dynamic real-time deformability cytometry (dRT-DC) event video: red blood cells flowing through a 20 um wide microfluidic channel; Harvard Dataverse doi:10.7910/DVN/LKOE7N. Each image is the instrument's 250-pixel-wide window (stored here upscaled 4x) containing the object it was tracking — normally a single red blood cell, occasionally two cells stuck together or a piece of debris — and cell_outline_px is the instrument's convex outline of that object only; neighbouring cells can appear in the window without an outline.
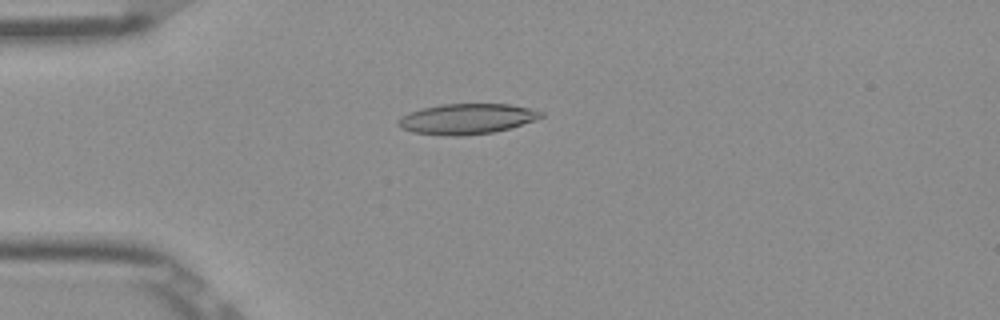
{"species": "Egyptian fruit bat (a non-hibernating species)", "species_latin": "Rousettus aegyptiacus", "temperature_condition": "room temperature", "stored_images_in_passage": 52, "camera_frame_rate_fps": 3000, "um_per_image_px": 0.085, "frame": {"image": 1, "passage_image": 14, "time_ms": 4.333, "image_size_px": [1000, 320], "cell_outline_px": [[544, 116], [508, 128], [492, 132], [460, 136], [448, 136], [412, 132], [400, 128], [396, 124], [396, 120], [408, 112], [420, 108], [440, 104], [508, 104], [528, 108], [544, 112]], "centroid_in_image_um": [39.58, 10.1], "position_along_channel_um": 45.4, "area_um2": 25.26}}
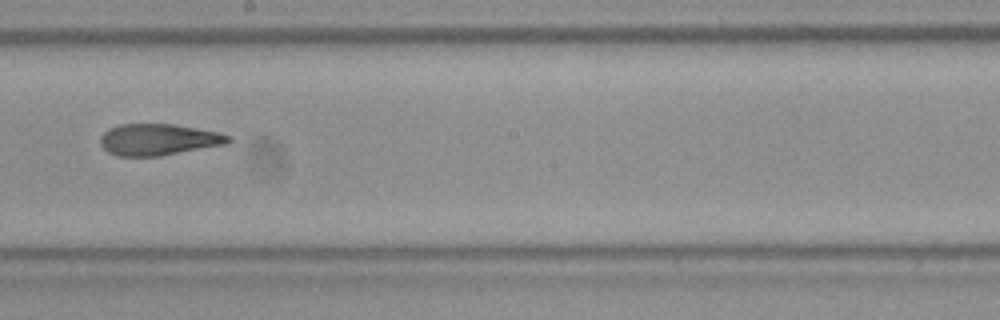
{"frame": {"image": 2, "passage_image": 30, "time_ms": 9.667, "image_size_px": [1000, 320], "cell_outline_px": [[232, 140], [228, 144], [160, 156], [116, 156], [108, 152], [100, 144], [100, 136], [108, 128], [120, 124], [172, 124], [216, 132], [232, 136]], "centroid_in_image_um": [13.46, 11.87], "position_along_channel_um": 234.7, "area_um2": 23.52}}
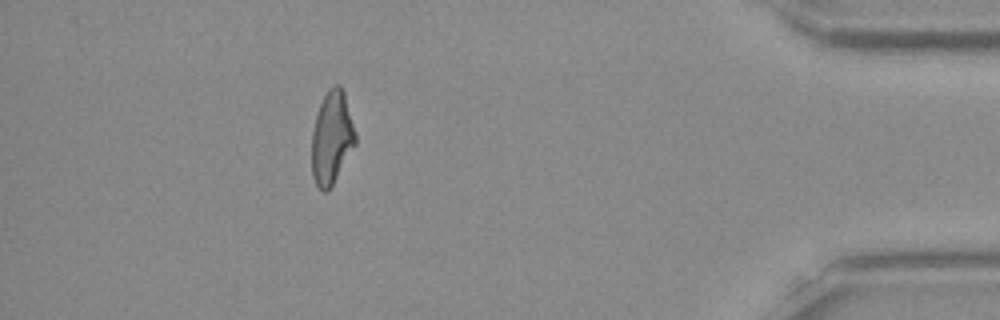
{"frame": {"image": 3, "passage_image": 47, "time_ms": 15.333, "image_size_px": [1000, 320], "cell_outline_px": [[356, 144], [328, 192], [324, 192], [316, 184], [312, 176], [312, 132], [316, 112], [328, 88], [332, 84], [340, 84], [344, 92], [356, 136]], "centroid_in_image_um": [28.19, 11.69], "position_along_channel_um": 407.0, "area_um2": 23.64}, "authors_computed_cell_mechanics": {"area_um2": 24.4205, "velocity_mm_per_s": 3.9121, "shape_relaxation_time_tau1_ms": null, "shape_relaxation_time_tau2_ms": 3.2118, "deformation_change_tau1": null, "deformation_change_tau2": 0.1228}}